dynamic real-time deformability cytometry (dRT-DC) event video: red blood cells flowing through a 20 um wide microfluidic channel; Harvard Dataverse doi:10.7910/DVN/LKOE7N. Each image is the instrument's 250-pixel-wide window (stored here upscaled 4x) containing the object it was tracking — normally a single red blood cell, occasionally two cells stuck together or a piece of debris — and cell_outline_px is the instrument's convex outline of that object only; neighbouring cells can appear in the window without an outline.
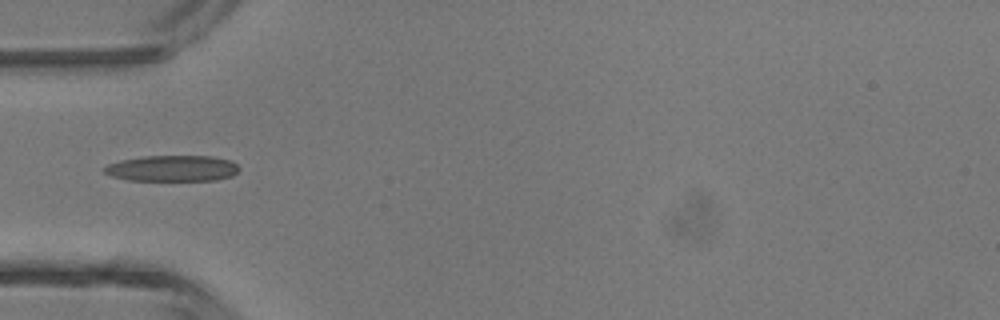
{"species": "common noctule bat (a hibernating species)", "species_latin": "Nyctalus noctula", "temperature_condition": "room temperature", "stored_images_in_passage": 2, "camera_frame_rate_fps": 3000, "um_per_image_px": 0.085, "animal": {"sex": "male", "body_mass_g": 13.3}, "frame": {"image": 1, "passage_image": 2, "time_ms": 1.0, "image_size_px": [1000, 320], "cell_outline_px": [[240, 168], [232, 176], [216, 180], [128, 180], [112, 176], [104, 172], [104, 168], [108, 164], [120, 160], [144, 156], [212, 156], [232, 160]], "centroid_in_image_um": [14.67, 14.3], "position_along_channel_um": 70.3, "area_um2": 20.4}}